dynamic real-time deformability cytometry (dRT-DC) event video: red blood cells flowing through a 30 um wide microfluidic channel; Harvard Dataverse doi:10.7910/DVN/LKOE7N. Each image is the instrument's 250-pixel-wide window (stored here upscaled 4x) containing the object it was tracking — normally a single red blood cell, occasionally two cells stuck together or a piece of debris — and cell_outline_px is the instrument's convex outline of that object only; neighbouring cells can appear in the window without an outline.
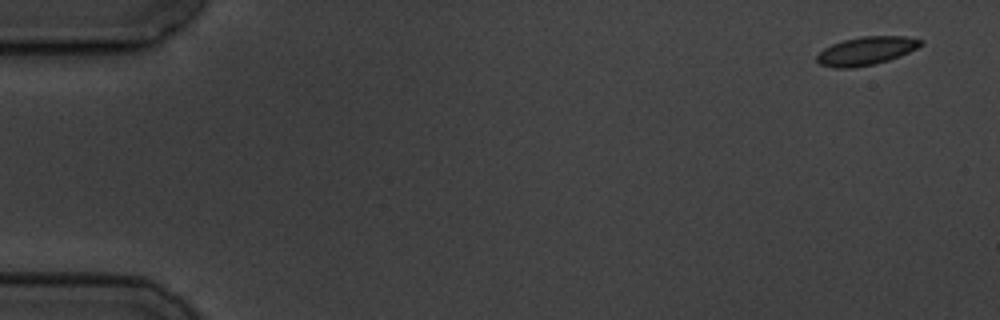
{"species": "common noctule bat (a hibernating species)", "species_latin": "Nyctalus noctula", "temperature_condition": "cold", "stored_images_in_passage": 8, "camera_frame_rate_fps": 3000, "um_per_image_px": 0.085, "animal": {"sex": "male", "body_mass_g": 19.5, "forearm_length_mm": 54.6}, "frame": {"image": 1, "passage_image": 1, "time_ms": 0.0, "image_size_px": [1000, 320], "cell_outline_px": [[924, 44], [900, 56], [888, 60], [872, 64], [852, 68], [836, 68], [820, 64], [816, 60], [816, 56], [824, 48], [832, 44], [844, 40], [864, 36], [904, 36], [924, 40]], "centroid_in_image_um": [73.63, 4.32], "position_along_channel_um": 11.4, "area_um2": 16.99}}
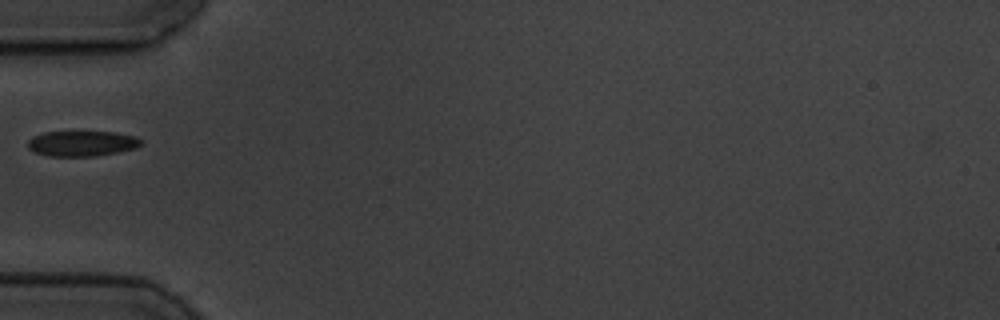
{"frame": {"image": 2, "passage_image": 6, "time_ms": 5.667, "image_size_px": [1000, 320], "cell_outline_px": [[140, 144], [136, 148], [96, 156], [48, 156], [36, 152], [28, 148], [28, 140], [32, 136], [44, 132], [72, 128], [116, 132], [136, 136], [140, 140]], "centroid_in_image_um": [6.92, 12.13], "position_along_channel_um": 78.1, "area_um2": 17.69}}
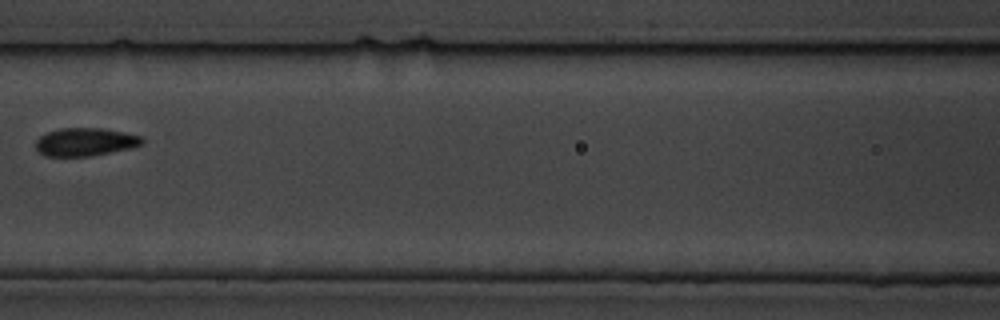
{"frame": {"image": 3, "passage_image": 8, "time_ms": 8.0, "image_size_px": [1000, 320], "cell_outline_px": [[144, 144], [128, 148], [88, 156], [48, 156], [40, 152], [36, 148], [36, 140], [40, 136], [48, 132], [60, 128], [104, 128], [124, 132], [140, 136], [144, 140]], "centroid_in_image_um": [7.24, 12.05], "position_along_channel_um": 159.4, "area_um2": 17.17}}